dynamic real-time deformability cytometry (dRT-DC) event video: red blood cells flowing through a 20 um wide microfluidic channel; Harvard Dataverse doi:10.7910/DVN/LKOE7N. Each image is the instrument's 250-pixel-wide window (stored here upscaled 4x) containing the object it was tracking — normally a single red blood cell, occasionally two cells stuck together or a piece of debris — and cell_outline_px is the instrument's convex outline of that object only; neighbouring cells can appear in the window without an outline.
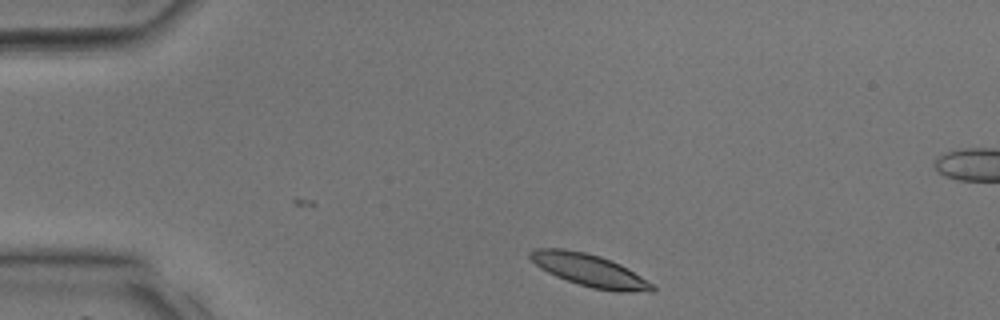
{"species": "common noctule bat (a hibernating species)", "species_latin": "Nyctalus noctula", "temperature_condition": "room temperature", "stored_images_in_passage": 30, "camera_frame_rate_fps": 3000, "um_per_image_px": 0.085, "animal": {"sex": "male", "body_mass_g": 17.9, "forearm_length_mm": 54.2}, "frame": {"image": 1, "passage_image": 2, "time_ms": 0.333, "image_size_px": [1000, 320], "cell_outline_px": [[656, 288], [652, 292], [620, 292], [592, 288], [556, 276], [540, 268], [528, 256], [528, 252], [532, 248], [564, 248], [584, 252], [600, 256], [612, 260], [620, 264], [640, 276], [652, 284]], "centroid_in_image_um": [50.08, 22.96], "position_along_channel_um": 34.9, "area_um2": 22.95}}
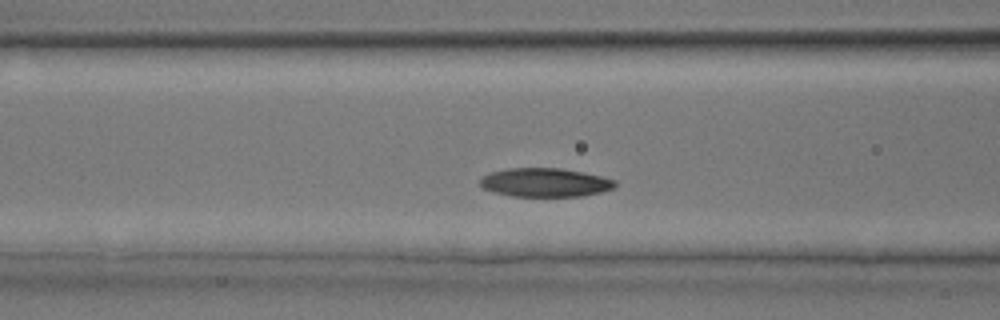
{"frame": {"image": 2, "passage_image": 10, "time_ms": 3.0, "image_size_px": [1000, 320], "cell_outline_px": [[616, 184], [612, 188], [600, 192], [584, 196], [512, 196], [496, 192], [484, 188], [480, 184], [480, 180], [488, 172], [508, 168], [560, 168], [600, 176], [616, 180]], "centroid_in_image_um": [46.32, 15.5], "position_along_channel_um": 120.3, "area_um2": 22.37}}
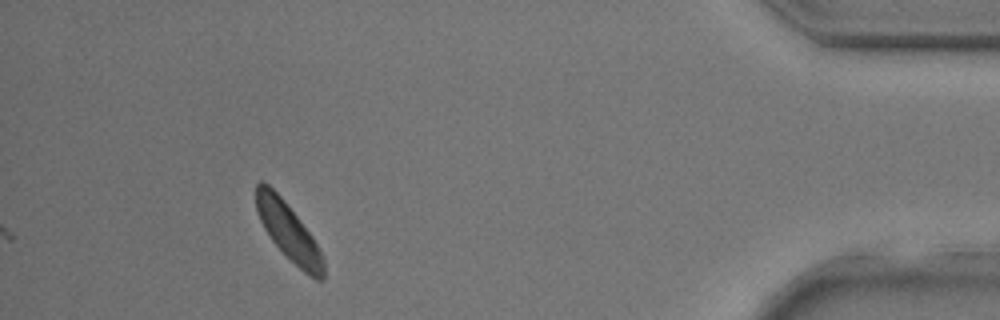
{"frame": {"image": 3, "passage_image": 30, "time_ms": 9.667, "image_size_px": [1000, 320], "cell_outline_px": [[324, 276], [320, 280], [316, 280], [304, 272], [272, 240], [264, 228], [256, 212], [256, 184], [260, 180], [268, 184], [284, 200], [312, 236], [320, 252], [324, 264]], "centroid_in_image_um": [24.5, 19.65], "position_along_channel_um": 410.7, "area_um2": 21.85}}